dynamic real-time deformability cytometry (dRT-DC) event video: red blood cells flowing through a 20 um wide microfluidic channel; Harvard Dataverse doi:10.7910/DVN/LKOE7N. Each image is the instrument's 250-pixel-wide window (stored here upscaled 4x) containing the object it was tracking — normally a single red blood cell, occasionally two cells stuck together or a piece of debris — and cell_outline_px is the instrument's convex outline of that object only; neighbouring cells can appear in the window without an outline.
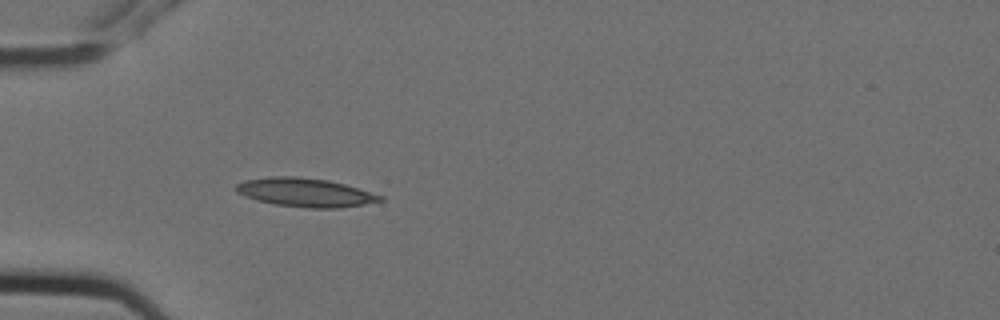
{"species": "Egyptian fruit bat (a non-hibernating species)", "species_latin": "Rousettus aegyptiacus", "temperature_condition": "cold", "stored_images_in_passage": 5, "camera_frame_rate_fps": 3000, "um_per_image_px": 0.085, "animal": {"sex": "female"}, "frame": {"image": 1, "passage_image": 5, "time_ms": 1.333, "image_size_px": [1000, 320], "cell_outline_px": [[384, 200], [364, 204], [340, 208], [308, 208], [276, 204], [256, 200], [244, 196], [236, 192], [236, 184], [244, 180], [268, 176], [296, 176], [328, 180], [344, 184], [384, 196]], "centroid_in_image_um": [25.92, 16.35], "position_along_channel_um": 59.1, "area_um2": 24.1}}